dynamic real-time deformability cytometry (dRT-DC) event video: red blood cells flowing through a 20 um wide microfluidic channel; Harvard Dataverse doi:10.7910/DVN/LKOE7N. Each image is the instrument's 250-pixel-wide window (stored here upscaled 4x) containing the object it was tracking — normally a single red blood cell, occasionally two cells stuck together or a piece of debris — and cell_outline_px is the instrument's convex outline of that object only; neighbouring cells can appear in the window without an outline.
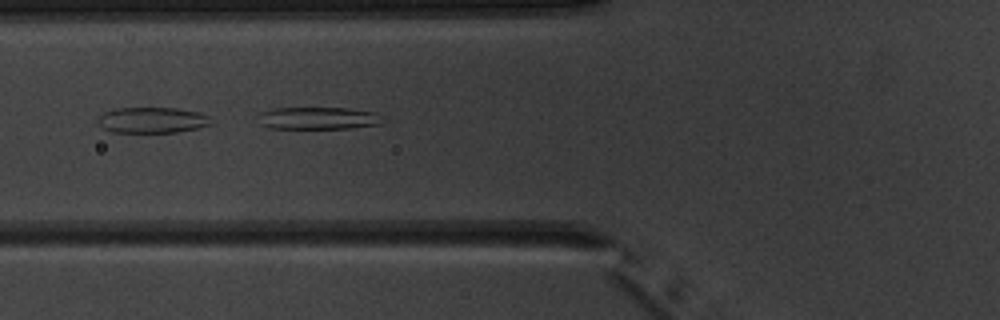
{"species": "common noctule bat (a hibernating species)", "species_latin": "Nyctalus noctula", "temperature_condition": "warm", "stored_images_in_passage": 6, "camera_frame_rate_fps": 3000, "um_per_image_px": 0.085, "animal": {"sex": "male", "body_mass_g": 20.1, "forearm_length_mm": 53.5}, "frame": {"image": 1, "passage_image": 5, "time_ms": 5.333, "image_size_px": [1000, 320], "cell_outline_px": [[380, 124], [352, 128], [268, 128], [260, 124], [260, 112], [272, 108], [348, 108], [376, 112]], "centroid_in_image_um": [26.99, 10.04], "position_along_channel_um": 98.8, "area_um2": 15.95}}